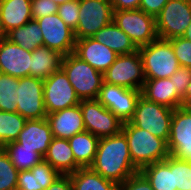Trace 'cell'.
<instances>
[{
	"instance_id": "16",
	"label": "cell",
	"mask_w": 191,
	"mask_h": 190,
	"mask_svg": "<svg viewBox=\"0 0 191 190\" xmlns=\"http://www.w3.org/2000/svg\"><path fill=\"white\" fill-rule=\"evenodd\" d=\"M31 51L8 40L0 39V73L16 78L30 76Z\"/></svg>"
},
{
	"instance_id": "31",
	"label": "cell",
	"mask_w": 191,
	"mask_h": 190,
	"mask_svg": "<svg viewBox=\"0 0 191 190\" xmlns=\"http://www.w3.org/2000/svg\"><path fill=\"white\" fill-rule=\"evenodd\" d=\"M26 119L17 112L0 111V146L16 141Z\"/></svg>"
},
{
	"instance_id": "45",
	"label": "cell",
	"mask_w": 191,
	"mask_h": 190,
	"mask_svg": "<svg viewBox=\"0 0 191 190\" xmlns=\"http://www.w3.org/2000/svg\"><path fill=\"white\" fill-rule=\"evenodd\" d=\"M5 33L3 31V27H2V23H1V17H0V39H2L3 37H5Z\"/></svg>"
},
{
	"instance_id": "24",
	"label": "cell",
	"mask_w": 191,
	"mask_h": 190,
	"mask_svg": "<svg viewBox=\"0 0 191 190\" xmlns=\"http://www.w3.org/2000/svg\"><path fill=\"white\" fill-rule=\"evenodd\" d=\"M63 56L49 47H37L31 51L30 76L42 80L48 78L53 72L61 69Z\"/></svg>"
},
{
	"instance_id": "38",
	"label": "cell",
	"mask_w": 191,
	"mask_h": 190,
	"mask_svg": "<svg viewBox=\"0 0 191 190\" xmlns=\"http://www.w3.org/2000/svg\"><path fill=\"white\" fill-rule=\"evenodd\" d=\"M118 190H154L146 177L138 171L123 183L118 185Z\"/></svg>"
},
{
	"instance_id": "26",
	"label": "cell",
	"mask_w": 191,
	"mask_h": 190,
	"mask_svg": "<svg viewBox=\"0 0 191 190\" xmlns=\"http://www.w3.org/2000/svg\"><path fill=\"white\" fill-rule=\"evenodd\" d=\"M92 38L109 47L118 55L130 54L138 50L134 42L114 21L101 28Z\"/></svg>"
},
{
	"instance_id": "44",
	"label": "cell",
	"mask_w": 191,
	"mask_h": 190,
	"mask_svg": "<svg viewBox=\"0 0 191 190\" xmlns=\"http://www.w3.org/2000/svg\"><path fill=\"white\" fill-rule=\"evenodd\" d=\"M182 37L188 39L189 41H191V22L188 25V27H187L185 33L182 35Z\"/></svg>"
},
{
	"instance_id": "8",
	"label": "cell",
	"mask_w": 191,
	"mask_h": 190,
	"mask_svg": "<svg viewBox=\"0 0 191 190\" xmlns=\"http://www.w3.org/2000/svg\"><path fill=\"white\" fill-rule=\"evenodd\" d=\"M155 22L158 38L181 37L191 22V0H169Z\"/></svg>"
},
{
	"instance_id": "18",
	"label": "cell",
	"mask_w": 191,
	"mask_h": 190,
	"mask_svg": "<svg viewBox=\"0 0 191 190\" xmlns=\"http://www.w3.org/2000/svg\"><path fill=\"white\" fill-rule=\"evenodd\" d=\"M53 135L47 118L26 120L16 140L21 148L34 149L43 158L48 151Z\"/></svg>"
},
{
	"instance_id": "11",
	"label": "cell",
	"mask_w": 191,
	"mask_h": 190,
	"mask_svg": "<svg viewBox=\"0 0 191 190\" xmlns=\"http://www.w3.org/2000/svg\"><path fill=\"white\" fill-rule=\"evenodd\" d=\"M43 83V97L47 114L74 107L80 103L81 100L62 69L53 72L43 80Z\"/></svg>"
},
{
	"instance_id": "13",
	"label": "cell",
	"mask_w": 191,
	"mask_h": 190,
	"mask_svg": "<svg viewBox=\"0 0 191 190\" xmlns=\"http://www.w3.org/2000/svg\"><path fill=\"white\" fill-rule=\"evenodd\" d=\"M140 95L141 90L103 82L97 100L125 123L132 119Z\"/></svg>"
},
{
	"instance_id": "2",
	"label": "cell",
	"mask_w": 191,
	"mask_h": 190,
	"mask_svg": "<svg viewBox=\"0 0 191 190\" xmlns=\"http://www.w3.org/2000/svg\"><path fill=\"white\" fill-rule=\"evenodd\" d=\"M121 132L127 139L132 163L138 171L170 155L164 139L134 126L130 121L123 123Z\"/></svg>"
},
{
	"instance_id": "21",
	"label": "cell",
	"mask_w": 191,
	"mask_h": 190,
	"mask_svg": "<svg viewBox=\"0 0 191 190\" xmlns=\"http://www.w3.org/2000/svg\"><path fill=\"white\" fill-rule=\"evenodd\" d=\"M61 174L44 159L32 169L19 171L17 190H45Z\"/></svg>"
},
{
	"instance_id": "42",
	"label": "cell",
	"mask_w": 191,
	"mask_h": 190,
	"mask_svg": "<svg viewBox=\"0 0 191 190\" xmlns=\"http://www.w3.org/2000/svg\"><path fill=\"white\" fill-rule=\"evenodd\" d=\"M113 10L139 9L140 0H111Z\"/></svg>"
},
{
	"instance_id": "41",
	"label": "cell",
	"mask_w": 191,
	"mask_h": 190,
	"mask_svg": "<svg viewBox=\"0 0 191 190\" xmlns=\"http://www.w3.org/2000/svg\"><path fill=\"white\" fill-rule=\"evenodd\" d=\"M45 190H73L70 175H60L47 189Z\"/></svg>"
},
{
	"instance_id": "28",
	"label": "cell",
	"mask_w": 191,
	"mask_h": 190,
	"mask_svg": "<svg viewBox=\"0 0 191 190\" xmlns=\"http://www.w3.org/2000/svg\"><path fill=\"white\" fill-rule=\"evenodd\" d=\"M73 190H118V184L103 178L91 167H80L69 174Z\"/></svg>"
},
{
	"instance_id": "6",
	"label": "cell",
	"mask_w": 191,
	"mask_h": 190,
	"mask_svg": "<svg viewBox=\"0 0 191 190\" xmlns=\"http://www.w3.org/2000/svg\"><path fill=\"white\" fill-rule=\"evenodd\" d=\"M113 21L138 48L158 38L155 17L140 9L113 10Z\"/></svg>"
},
{
	"instance_id": "36",
	"label": "cell",
	"mask_w": 191,
	"mask_h": 190,
	"mask_svg": "<svg viewBox=\"0 0 191 190\" xmlns=\"http://www.w3.org/2000/svg\"><path fill=\"white\" fill-rule=\"evenodd\" d=\"M57 14L73 31L79 21V0H71L58 6Z\"/></svg>"
},
{
	"instance_id": "1",
	"label": "cell",
	"mask_w": 191,
	"mask_h": 190,
	"mask_svg": "<svg viewBox=\"0 0 191 190\" xmlns=\"http://www.w3.org/2000/svg\"><path fill=\"white\" fill-rule=\"evenodd\" d=\"M90 167L103 178L118 185L138 172L132 163L128 142L122 132L99 140L96 156Z\"/></svg>"
},
{
	"instance_id": "5",
	"label": "cell",
	"mask_w": 191,
	"mask_h": 190,
	"mask_svg": "<svg viewBox=\"0 0 191 190\" xmlns=\"http://www.w3.org/2000/svg\"><path fill=\"white\" fill-rule=\"evenodd\" d=\"M173 111L170 107L149 101L140 95L130 122L168 142Z\"/></svg>"
},
{
	"instance_id": "19",
	"label": "cell",
	"mask_w": 191,
	"mask_h": 190,
	"mask_svg": "<svg viewBox=\"0 0 191 190\" xmlns=\"http://www.w3.org/2000/svg\"><path fill=\"white\" fill-rule=\"evenodd\" d=\"M47 120L55 138L70 139L75 134L86 131L79 104L47 114Z\"/></svg>"
},
{
	"instance_id": "30",
	"label": "cell",
	"mask_w": 191,
	"mask_h": 190,
	"mask_svg": "<svg viewBox=\"0 0 191 190\" xmlns=\"http://www.w3.org/2000/svg\"><path fill=\"white\" fill-rule=\"evenodd\" d=\"M2 148L18 171L30 170L44 159L34 149L21 148L17 141L7 143Z\"/></svg>"
},
{
	"instance_id": "35",
	"label": "cell",
	"mask_w": 191,
	"mask_h": 190,
	"mask_svg": "<svg viewBox=\"0 0 191 190\" xmlns=\"http://www.w3.org/2000/svg\"><path fill=\"white\" fill-rule=\"evenodd\" d=\"M168 41L172 45L180 67L191 68V41L182 36L171 38Z\"/></svg>"
},
{
	"instance_id": "27",
	"label": "cell",
	"mask_w": 191,
	"mask_h": 190,
	"mask_svg": "<svg viewBox=\"0 0 191 190\" xmlns=\"http://www.w3.org/2000/svg\"><path fill=\"white\" fill-rule=\"evenodd\" d=\"M99 140L88 131L75 134L68 139L75 161L81 167H90L93 164Z\"/></svg>"
},
{
	"instance_id": "15",
	"label": "cell",
	"mask_w": 191,
	"mask_h": 190,
	"mask_svg": "<svg viewBox=\"0 0 191 190\" xmlns=\"http://www.w3.org/2000/svg\"><path fill=\"white\" fill-rule=\"evenodd\" d=\"M167 146L170 155L191 162V111L174 109Z\"/></svg>"
},
{
	"instance_id": "22",
	"label": "cell",
	"mask_w": 191,
	"mask_h": 190,
	"mask_svg": "<svg viewBox=\"0 0 191 190\" xmlns=\"http://www.w3.org/2000/svg\"><path fill=\"white\" fill-rule=\"evenodd\" d=\"M44 160L50 163L61 175H69L81 167L75 161L68 139L53 137Z\"/></svg>"
},
{
	"instance_id": "40",
	"label": "cell",
	"mask_w": 191,
	"mask_h": 190,
	"mask_svg": "<svg viewBox=\"0 0 191 190\" xmlns=\"http://www.w3.org/2000/svg\"><path fill=\"white\" fill-rule=\"evenodd\" d=\"M169 0H140L139 9L156 17Z\"/></svg>"
},
{
	"instance_id": "43",
	"label": "cell",
	"mask_w": 191,
	"mask_h": 190,
	"mask_svg": "<svg viewBox=\"0 0 191 190\" xmlns=\"http://www.w3.org/2000/svg\"><path fill=\"white\" fill-rule=\"evenodd\" d=\"M181 108L191 111V82L187 86L184 97L182 98Z\"/></svg>"
},
{
	"instance_id": "12",
	"label": "cell",
	"mask_w": 191,
	"mask_h": 190,
	"mask_svg": "<svg viewBox=\"0 0 191 190\" xmlns=\"http://www.w3.org/2000/svg\"><path fill=\"white\" fill-rule=\"evenodd\" d=\"M43 90L42 79L32 76L19 78L16 112L26 120L47 118Z\"/></svg>"
},
{
	"instance_id": "32",
	"label": "cell",
	"mask_w": 191,
	"mask_h": 190,
	"mask_svg": "<svg viewBox=\"0 0 191 190\" xmlns=\"http://www.w3.org/2000/svg\"><path fill=\"white\" fill-rule=\"evenodd\" d=\"M19 78L0 73V111L16 112Z\"/></svg>"
},
{
	"instance_id": "14",
	"label": "cell",
	"mask_w": 191,
	"mask_h": 190,
	"mask_svg": "<svg viewBox=\"0 0 191 190\" xmlns=\"http://www.w3.org/2000/svg\"><path fill=\"white\" fill-rule=\"evenodd\" d=\"M42 31L43 46L60 52L62 55L74 53V31L65 24L59 15L51 14L36 19Z\"/></svg>"
},
{
	"instance_id": "46",
	"label": "cell",
	"mask_w": 191,
	"mask_h": 190,
	"mask_svg": "<svg viewBox=\"0 0 191 190\" xmlns=\"http://www.w3.org/2000/svg\"><path fill=\"white\" fill-rule=\"evenodd\" d=\"M52 1H54L55 3H57V5L59 6V5H62L63 3H66V2H68V1H71V0H52Z\"/></svg>"
},
{
	"instance_id": "17",
	"label": "cell",
	"mask_w": 191,
	"mask_h": 190,
	"mask_svg": "<svg viewBox=\"0 0 191 190\" xmlns=\"http://www.w3.org/2000/svg\"><path fill=\"white\" fill-rule=\"evenodd\" d=\"M74 54L101 73H104L119 56L92 37L76 39Z\"/></svg>"
},
{
	"instance_id": "4",
	"label": "cell",
	"mask_w": 191,
	"mask_h": 190,
	"mask_svg": "<svg viewBox=\"0 0 191 190\" xmlns=\"http://www.w3.org/2000/svg\"><path fill=\"white\" fill-rule=\"evenodd\" d=\"M138 50L142 58L145 79L169 78L180 68L168 40L157 38Z\"/></svg>"
},
{
	"instance_id": "33",
	"label": "cell",
	"mask_w": 191,
	"mask_h": 190,
	"mask_svg": "<svg viewBox=\"0 0 191 190\" xmlns=\"http://www.w3.org/2000/svg\"><path fill=\"white\" fill-rule=\"evenodd\" d=\"M19 171L11 163L7 153L0 149V190H17Z\"/></svg>"
},
{
	"instance_id": "39",
	"label": "cell",
	"mask_w": 191,
	"mask_h": 190,
	"mask_svg": "<svg viewBox=\"0 0 191 190\" xmlns=\"http://www.w3.org/2000/svg\"><path fill=\"white\" fill-rule=\"evenodd\" d=\"M173 85L177 88L178 95L183 98L187 86L191 82V68L180 67L172 76L169 77Z\"/></svg>"
},
{
	"instance_id": "3",
	"label": "cell",
	"mask_w": 191,
	"mask_h": 190,
	"mask_svg": "<svg viewBox=\"0 0 191 190\" xmlns=\"http://www.w3.org/2000/svg\"><path fill=\"white\" fill-rule=\"evenodd\" d=\"M61 69L80 100L97 99L104 82L103 73L82 61L74 53L63 56Z\"/></svg>"
},
{
	"instance_id": "10",
	"label": "cell",
	"mask_w": 191,
	"mask_h": 190,
	"mask_svg": "<svg viewBox=\"0 0 191 190\" xmlns=\"http://www.w3.org/2000/svg\"><path fill=\"white\" fill-rule=\"evenodd\" d=\"M113 21L111 0H79V21L75 39L89 38Z\"/></svg>"
},
{
	"instance_id": "29",
	"label": "cell",
	"mask_w": 191,
	"mask_h": 190,
	"mask_svg": "<svg viewBox=\"0 0 191 190\" xmlns=\"http://www.w3.org/2000/svg\"><path fill=\"white\" fill-rule=\"evenodd\" d=\"M5 37L28 51L43 46L42 31L36 20H30L25 25L9 31Z\"/></svg>"
},
{
	"instance_id": "9",
	"label": "cell",
	"mask_w": 191,
	"mask_h": 190,
	"mask_svg": "<svg viewBox=\"0 0 191 190\" xmlns=\"http://www.w3.org/2000/svg\"><path fill=\"white\" fill-rule=\"evenodd\" d=\"M79 105L86 131L99 139L121 132L123 122L97 99L81 100Z\"/></svg>"
},
{
	"instance_id": "25",
	"label": "cell",
	"mask_w": 191,
	"mask_h": 190,
	"mask_svg": "<svg viewBox=\"0 0 191 190\" xmlns=\"http://www.w3.org/2000/svg\"><path fill=\"white\" fill-rule=\"evenodd\" d=\"M140 172L146 177L154 190H177L174 187V156L145 166Z\"/></svg>"
},
{
	"instance_id": "34",
	"label": "cell",
	"mask_w": 191,
	"mask_h": 190,
	"mask_svg": "<svg viewBox=\"0 0 191 190\" xmlns=\"http://www.w3.org/2000/svg\"><path fill=\"white\" fill-rule=\"evenodd\" d=\"M174 187L177 190H191V162L174 156Z\"/></svg>"
},
{
	"instance_id": "23",
	"label": "cell",
	"mask_w": 191,
	"mask_h": 190,
	"mask_svg": "<svg viewBox=\"0 0 191 190\" xmlns=\"http://www.w3.org/2000/svg\"><path fill=\"white\" fill-rule=\"evenodd\" d=\"M0 17L5 35L32 20L31 0H0Z\"/></svg>"
},
{
	"instance_id": "7",
	"label": "cell",
	"mask_w": 191,
	"mask_h": 190,
	"mask_svg": "<svg viewBox=\"0 0 191 190\" xmlns=\"http://www.w3.org/2000/svg\"><path fill=\"white\" fill-rule=\"evenodd\" d=\"M103 78L108 84L141 90L146 79L139 50L119 55L103 73Z\"/></svg>"
},
{
	"instance_id": "20",
	"label": "cell",
	"mask_w": 191,
	"mask_h": 190,
	"mask_svg": "<svg viewBox=\"0 0 191 190\" xmlns=\"http://www.w3.org/2000/svg\"><path fill=\"white\" fill-rule=\"evenodd\" d=\"M141 95L147 100L165 105L172 109L180 107L182 98L170 78L146 79Z\"/></svg>"
},
{
	"instance_id": "37",
	"label": "cell",
	"mask_w": 191,
	"mask_h": 190,
	"mask_svg": "<svg viewBox=\"0 0 191 190\" xmlns=\"http://www.w3.org/2000/svg\"><path fill=\"white\" fill-rule=\"evenodd\" d=\"M57 12L58 5L52 0H31L32 20L56 14Z\"/></svg>"
}]
</instances>
